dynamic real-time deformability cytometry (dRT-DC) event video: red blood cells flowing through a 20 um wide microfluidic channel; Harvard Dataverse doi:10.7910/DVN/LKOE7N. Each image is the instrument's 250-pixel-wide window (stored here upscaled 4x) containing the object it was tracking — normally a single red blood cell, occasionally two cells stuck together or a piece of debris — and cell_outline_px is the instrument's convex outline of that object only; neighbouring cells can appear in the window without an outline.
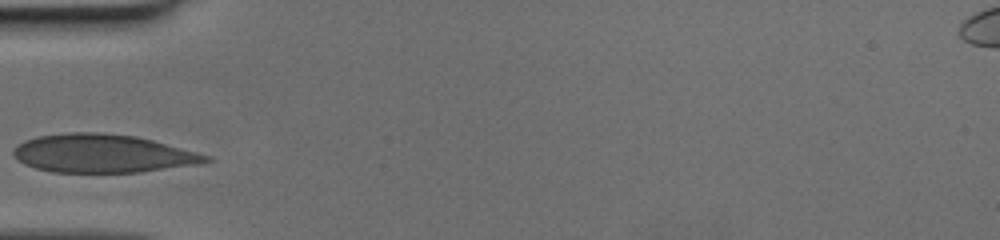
{"species": "human", "species_latin": "Homo sapiens", "temperature_condition": "cold", "stored_images_in_passage": 23, "camera_frame_rate_fps": 3000, "um_per_image_px": 0.085, "donor": {"sex": "female"}, "frame": {"image": 1, "passage_image": 1, "time_ms": 0.0, "image_size_px": [1000, 240], "cell_outline_px": [[212, 160], [192, 164], [140, 172], [52, 172], [36, 168], [24, 164], [12, 152], [12, 148], [24, 140], [36, 136], [64, 132], [100, 132], [136, 136], [152, 140], [196, 152], [208, 156]], "centroid_in_image_um": [8.63, 13.03], "position_along_channel_um": 76.4, "area_um2": 42.6}}
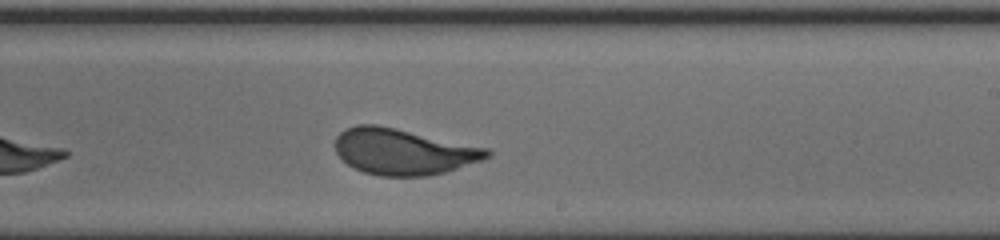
{"frame": {"image": 2, "passage_image": 14, "time_ms": 4.333, "image_size_px": [1000, 240], "cell_outline_px": [[492, 156], [484, 160], [444, 172], [428, 176], [380, 176], [364, 172], [348, 164], [336, 152], [336, 136], [340, 132], [356, 124], [376, 124], [396, 128], [492, 148]], "centroid_in_image_um": [34.36, 12.88], "position_along_channel_um": 254.6, "area_um2": 40.98}}
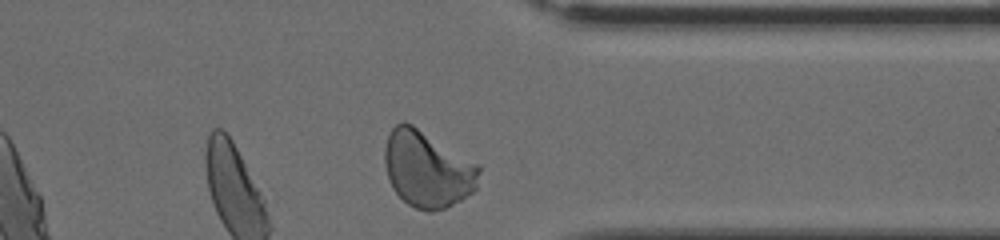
{"frame": {"image": 3, "passage_image": 23, "time_ms": 7.333, "image_size_px": [1000, 240], "cell_outline_px": [[480, 172], [476, 188], [472, 192], [460, 200], [444, 208], [432, 212], [428, 212], [416, 208], [408, 204], [392, 188], [384, 164], [384, 148], [388, 136], [392, 128], [396, 124], [404, 120], [412, 124], [480, 164]], "centroid_in_image_um": [36.33, 14.36], "position_along_channel_um": 375.1, "area_um2": 42.14}}